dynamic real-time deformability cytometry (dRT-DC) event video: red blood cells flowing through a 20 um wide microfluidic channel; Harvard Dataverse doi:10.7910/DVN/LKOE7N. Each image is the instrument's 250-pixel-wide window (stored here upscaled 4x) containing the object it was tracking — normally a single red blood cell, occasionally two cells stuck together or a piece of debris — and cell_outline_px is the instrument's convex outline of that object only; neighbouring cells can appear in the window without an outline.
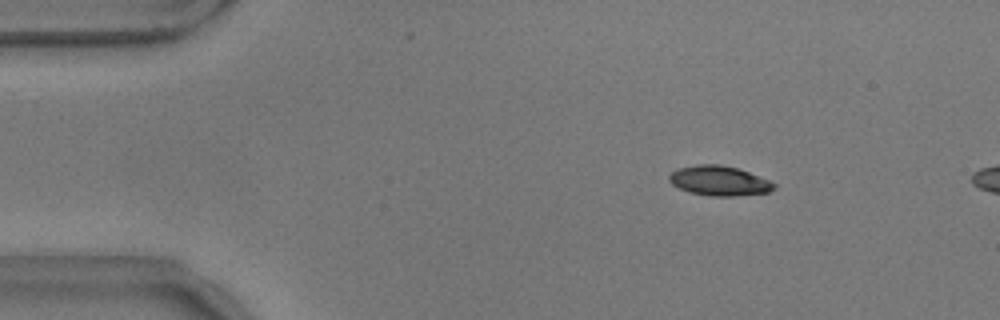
{"species": "common noctule bat (a hibernating species)", "species_latin": "Nyctalus noctula", "temperature_condition": "warm", "stored_images_in_passage": 5, "camera_frame_rate_fps": 3000, "um_per_image_px": 0.085, "animal": {"sex": "male", "body_mass_g": 17.9}, "frame": {"image": 1, "passage_image": 1, "time_ms": 0.0, "image_size_px": [1000, 320], "cell_outline_px": [[776, 188], [768, 192], [736, 196], [712, 196], [688, 192], [672, 184], [668, 180], [668, 176], [676, 168], [696, 164], [720, 164], [736, 168], [748, 172], [768, 180], [776, 184]], "centroid_in_image_um": [61.1, 15.36], "position_along_channel_um": 23.9, "area_um2": 18.21}}